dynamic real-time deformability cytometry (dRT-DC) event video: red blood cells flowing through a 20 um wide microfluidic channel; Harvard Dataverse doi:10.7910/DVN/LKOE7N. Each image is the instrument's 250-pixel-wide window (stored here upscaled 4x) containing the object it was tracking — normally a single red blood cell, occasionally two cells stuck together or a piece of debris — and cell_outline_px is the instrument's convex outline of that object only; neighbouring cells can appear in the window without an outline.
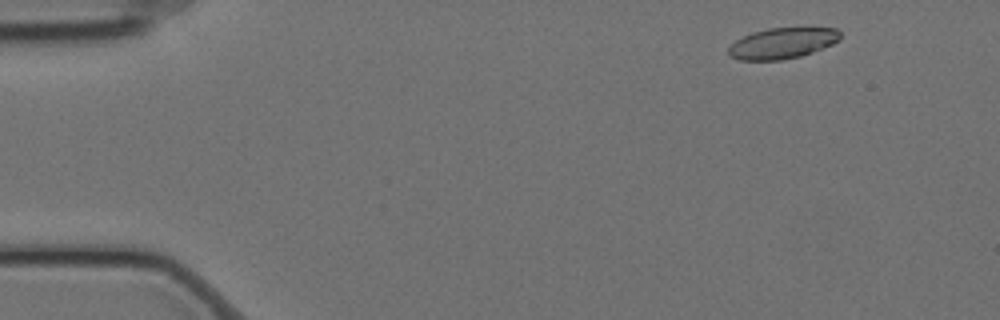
{"species": "Egyptian fruit bat (a non-hibernating species)", "species_latin": "Rousettus aegyptiacus", "temperature_condition": "cold", "stored_images_in_passage": 4, "camera_frame_rate_fps": 3000, "um_per_image_px": 0.085, "animal": {"sex": "female"}, "frame": {"image": 1, "passage_image": 1, "time_ms": 0.0, "image_size_px": [1000, 320], "cell_outline_px": [[840, 40], [832, 44], [812, 52], [800, 56], [780, 60], [740, 60], [732, 56], [728, 52], [728, 48], [736, 40], [752, 32], [768, 28], [808, 24], [836, 28], [840, 32]], "centroid_in_image_um": [66.59, 3.6], "position_along_channel_um": 18.4, "area_um2": 20.87}}
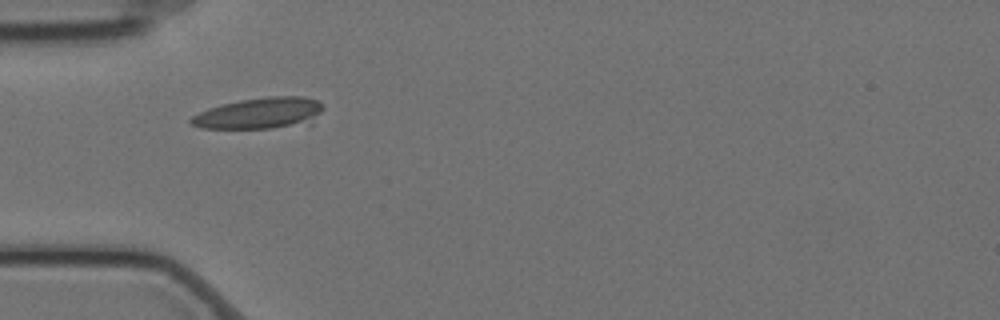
{"frame": {"image": 2, "passage_image": 4, "time_ms": 1.0, "image_size_px": [1000, 320], "cell_outline_px": [[324, 108], [312, 124], [272, 128], [200, 128], [192, 124], [188, 120], [192, 116], [208, 108], [220, 104], [240, 100], [268, 96], [304, 96], [316, 100]], "centroid_in_image_um": [22.1, 9.63], "position_along_channel_um": 62.9, "area_um2": 24.28}}